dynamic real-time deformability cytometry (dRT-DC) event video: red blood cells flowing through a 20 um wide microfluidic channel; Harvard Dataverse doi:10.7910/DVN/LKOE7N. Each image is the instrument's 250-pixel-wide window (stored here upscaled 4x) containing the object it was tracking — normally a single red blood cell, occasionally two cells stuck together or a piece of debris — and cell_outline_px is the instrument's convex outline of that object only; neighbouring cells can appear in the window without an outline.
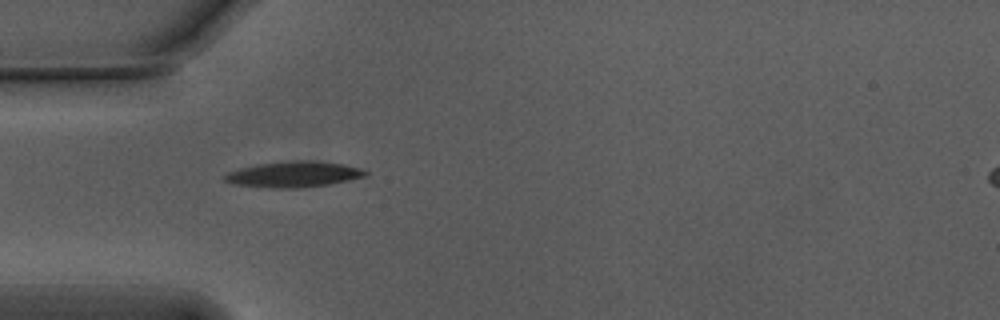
{"species": "Egyptian fruit bat (a non-hibernating species)", "species_latin": "Rousettus aegyptiacus", "temperature_condition": "warm", "stored_images_in_passage": 38, "camera_frame_rate_fps": 3000, "um_per_image_px": 0.085, "animal": {"sex": "male"}, "frame": {"image": 1, "passage_image": 1, "time_ms": 0.0, "image_size_px": [1000, 320], "cell_outline_px": [[368, 176], [332, 184], [300, 188], [276, 188], [236, 184], [224, 180], [224, 176], [228, 172], [240, 168], [256, 164], [292, 160], [312, 160], [344, 164], [364, 168], [368, 172]], "centroid_in_image_um": [25.05, 14.8], "position_along_channel_um": 59.9, "area_um2": 21.39}}
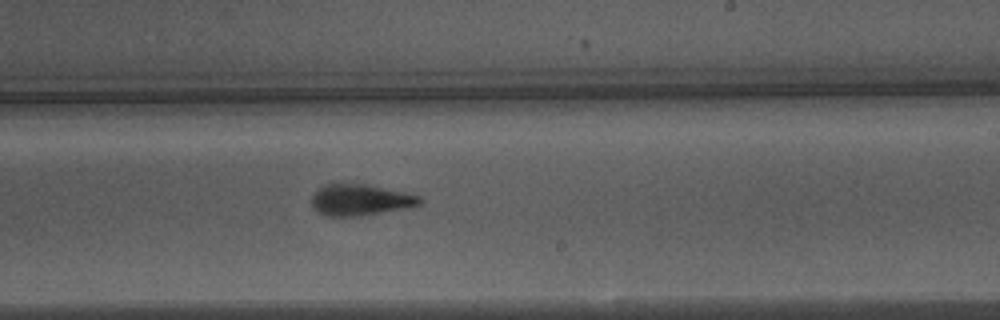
{"frame": {"image": 2, "passage_image": 17, "time_ms": 5.333, "image_size_px": [1000, 320], "cell_outline_px": [[424, 200], [420, 204], [404, 208], [360, 216], [328, 216], [320, 212], [312, 204], [312, 196], [324, 184], [340, 180], [364, 184], [404, 192], [420, 196]], "centroid_in_image_um": [30.6, 16.95], "position_along_channel_um": 258.4, "area_um2": 19.83}}
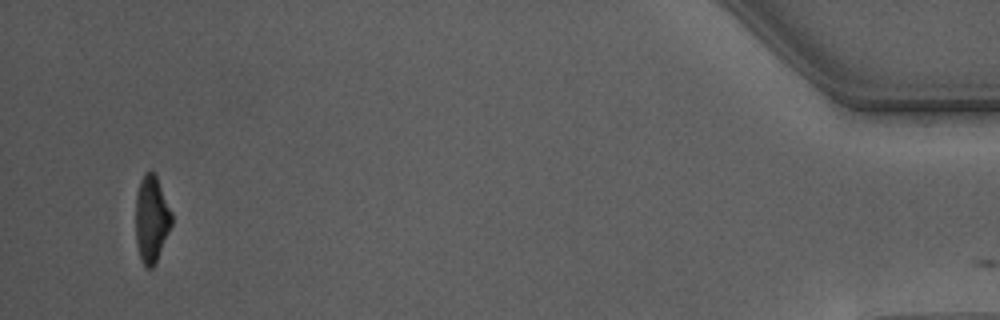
{"frame": {"image": 3, "passage_image": 37, "time_ms": 12.0, "image_size_px": [1000, 320], "cell_outline_px": [[172, 224], [156, 260], [152, 268], [144, 268], [140, 260], [136, 244], [136, 192], [140, 180], [144, 172], [152, 172], [156, 176], [172, 212]], "centroid_in_image_um": [12.86, 18.63], "position_along_channel_um": 422.3, "area_um2": 18.15}, "authors_computed_cell_mechanics": {"area_um2": 19.8832, "velocity_mm_per_s": 3.7666, "shape_relaxation_time_tau1_ms": 3.8314, "shape_relaxation_time_tau2_ms": 2.9103, "deformation_change_tau1": 0.1884, "deformation_change_tau2": 0.104}}